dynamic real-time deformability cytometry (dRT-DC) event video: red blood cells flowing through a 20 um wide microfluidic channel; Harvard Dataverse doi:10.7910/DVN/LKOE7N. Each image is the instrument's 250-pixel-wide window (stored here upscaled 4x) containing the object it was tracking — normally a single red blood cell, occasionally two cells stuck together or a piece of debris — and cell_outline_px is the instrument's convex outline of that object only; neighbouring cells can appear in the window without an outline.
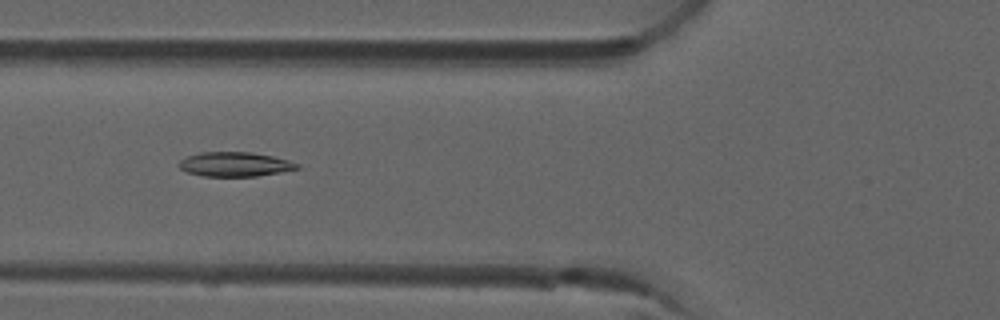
{"species": "common noctule bat (a hibernating species)", "species_latin": "Nyctalus noctula", "temperature_condition": "room temperature", "stored_images_in_passage": 8, "camera_frame_rate_fps": 3000, "um_per_image_px": 0.085, "animal": {"sex": "male", "forearm_length_mm": 52.5}, "frame": {"image": 1, "passage_image": 5, "time_ms": 1.333, "image_size_px": [1000, 320], "cell_outline_px": [[300, 168], [280, 172], [256, 176], [200, 176], [188, 172], [180, 168], [176, 164], [180, 160], [188, 156], [200, 152], [252, 152], [272, 156], [288, 160], [300, 164]], "centroid_in_image_um": [19.95, 13.96], "position_along_channel_um": 105.9, "area_um2": 16.82}}
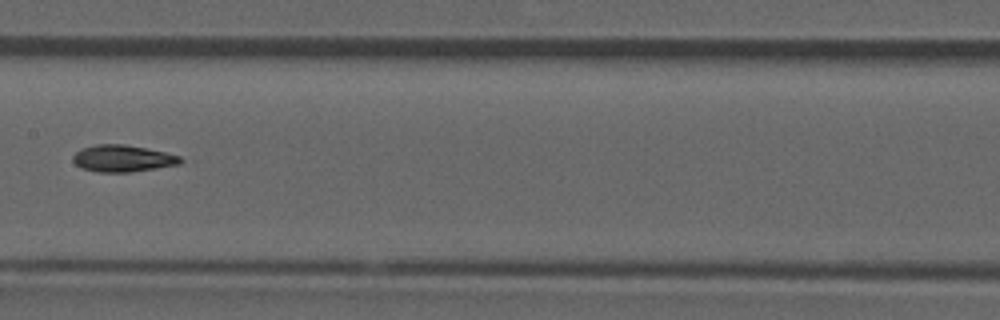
{"frame": {"image": 2, "passage_image": 7, "time_ms": 2.0, "image_size_px": [1000, 320], "cell_outline_px": [[196, 160], [180, 164], [156, 168], [128, 172], [96, 172], [80, 168], [72, 160], [72, 156], [80, 148], [96, 144], [124, 144], [164, 152]], "centroid_in_image_um": [10.5, 13.47], "position_along_channel_um": 196.9, "area_um2": 17.17}}
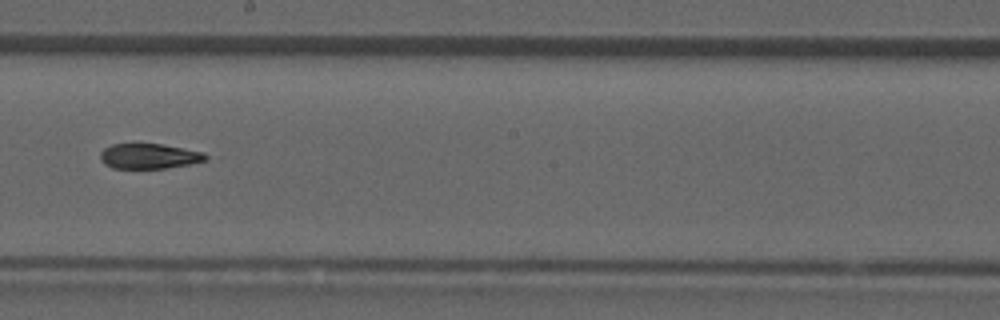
{"frame": {"image": 3, "passage_image": 8, "time_ms": 2.333, "image_size_px": [1000, 320], "cell_outline_px": [[208, 156], [204, 160], [188, 164], [164, 168], [112, 168], [104, 164], [100, 160], [100, 152], [104, 148], [112, 144], [160, 144], [204, 152]], "centroid_in_image_um": [12.62, 13.27], "position_along_channel_um": 235.6, "area_um2": 15.26}}